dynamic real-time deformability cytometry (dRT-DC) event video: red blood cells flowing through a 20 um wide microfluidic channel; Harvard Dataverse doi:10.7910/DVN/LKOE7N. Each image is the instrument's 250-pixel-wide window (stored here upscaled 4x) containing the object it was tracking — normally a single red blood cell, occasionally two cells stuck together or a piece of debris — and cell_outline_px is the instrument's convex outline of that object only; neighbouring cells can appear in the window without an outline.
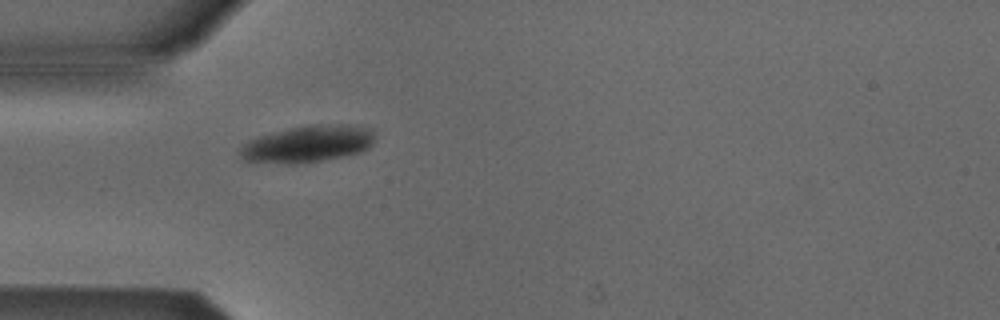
{"species": "Egyptian fruit bat (a non-hibernating species)", "species_latin": "Rousettus aegyptiacus", "temperature_condition": "cold", "stored_images_in_passage": 1, "camera_frame_rate_fps": 3000, "um_per_image_px": 0.085, "animal": {"sex": "male"}, "frame": {"image": 1, "passage_image": 1, "time_ms": 0.0, "image_size_px": [1000, 320], "cell_outline_px": [[372, 144], [368, 148], [360, 152], [320, 160], [292, 164], [284, 164], [244, 160], [240, 156], [240, 148], [248, 140], [260, 136], [288, 128], [312, 124], [356, 124], [372, 128]], "centroid_in_image_um": [26.16, 12.21], "position_along_channel_um": 58.8, "area_um2": 28.78}}